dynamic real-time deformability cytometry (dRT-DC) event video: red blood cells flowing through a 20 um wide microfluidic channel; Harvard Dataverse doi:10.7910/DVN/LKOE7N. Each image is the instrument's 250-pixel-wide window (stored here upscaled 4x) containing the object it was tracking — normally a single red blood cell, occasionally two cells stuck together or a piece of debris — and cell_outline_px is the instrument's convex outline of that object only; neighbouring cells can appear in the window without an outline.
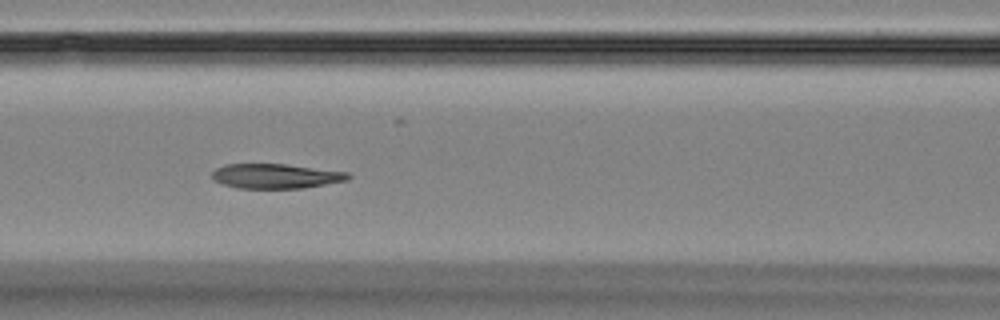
{"species": "Egyptian fruit bat (a non-hibernating species)", "species_latin": "Rousettus aegyptiacus", "temperature_condition": "room temperature", "stored_images_in_passage": 56, "segment_of_instrument_passage": [1, 2], "camera_frame_rate_fps": 3000, "um_per_image_px": 0.085, "animal": {"sex": "female"}, "frame": {"image": 1, "passage_image": 23, "time_ms": 7.333, "image_size_px": [1000, 320], "cell_outline_px": [[352, 176], [348, 180], [304, 188], [236, 188], [212, 180], [212, 172], [216, 168], [224, 164], [284, 164], [348, 172]], "centroid_in_image_um": [23.43, 14.97], "position_along_channel_um": 143.2, "area_um2": 19.59}}
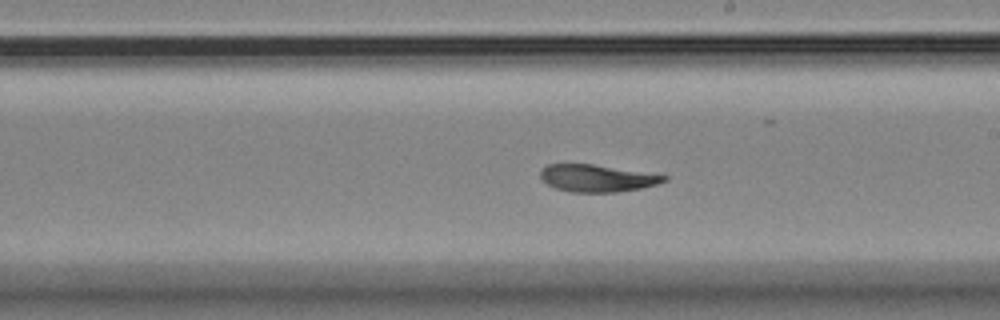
{"frame": {"image": 2, "passage_image": 31, "time_ms": 10.0, "image_size_px": [1000, 320], "cell_outline_px": [[668, 180], [656, 184], [640, 188], [620, 192], [572, 192], [556, 188], [548, 184], [540, 176], [540, 172], [548, 164], [592, 164], [668, 176]], "centroid_in_image_um": [50.75, 15.15], "position_along_channel_um": 238.2, "area_um2": 19.25}}
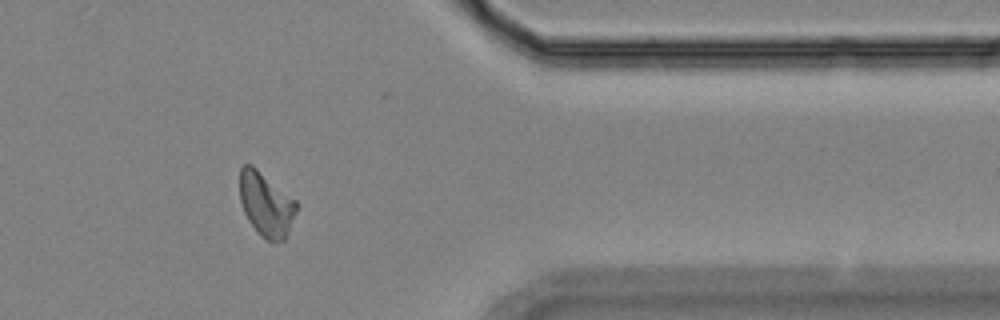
{"frame": {"image": 3, "passage_image": 45, "time_ms": 14.667, "image_size_px": [1000, 320], "cell_outline_px": [[300, 204], [288, 232], [284, 240], [272, 244], [260, 236], [248, 220], [244, 212], [240, 200], [240, 168], [244, 164], [252, 164], [296, 200]], "centroid_in_image_um": [22.63, 17.39], "position_along_channel_um": 388.8, "area_um2": 21.5}}